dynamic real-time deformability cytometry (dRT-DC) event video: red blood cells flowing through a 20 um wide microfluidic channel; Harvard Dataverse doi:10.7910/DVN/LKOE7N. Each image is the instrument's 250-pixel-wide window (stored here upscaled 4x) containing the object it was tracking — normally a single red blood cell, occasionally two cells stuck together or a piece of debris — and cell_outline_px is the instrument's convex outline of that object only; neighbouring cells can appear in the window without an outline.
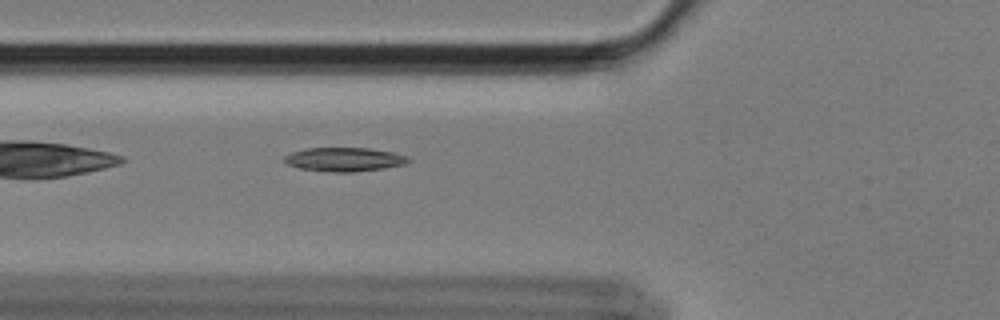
{"species": "Egyptian fruit bat (a non-hibernating species)", "species_latin": "Rousettus aegyptiacus", "temperature_condition": "cold", "stored_images_in_passage": 40, "camera_frame_rate_fps": 3000, "um_per_image_px": 0.085, "animal": {"sex": "female"}, "frame": {"image": 1, "passage_image": 3, "time_ms": 0.667, "image_size_px": [1000, 320], "cell_outline_px": [[412, 160], [404, 164], [384, 168], [356, 172], [332, 172], [300, 168], [288, 164], [284, 160], [284, 156], [292, 152], [304, 148], [368, 148], [392, 152], [408, 156]], "centroid_in_image_um": [29.28, 13.55], "position_along_channel_um": 96.5, "area_um2": 17.22}}
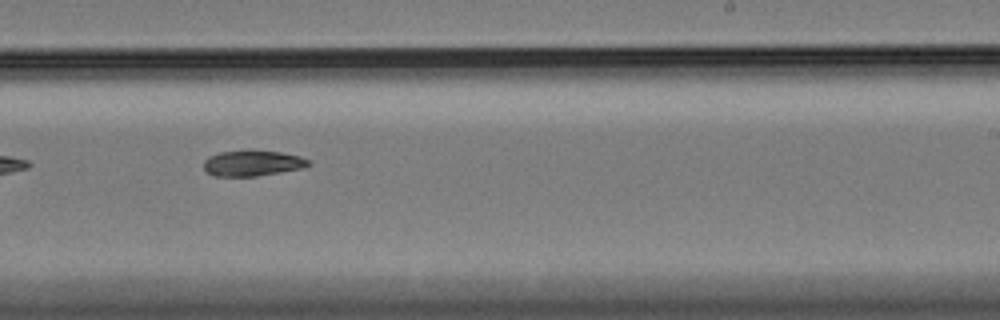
{"frame": {"image": 2, "passage_image": 18, "time_ms": 5.667, "image_size_px": [1000, 320], "cell_outline_px": [[312, 164], [304, 168], [256, 176], [216, 176], [208, 172], [204, 168], [204, 160], [208, 156], [220, 152], [280, 152], [300, 156], [312, 160]], "centroid_in_image_um": [21.52, 13.89], "position_along_channel_um": 267.5, "area_um2": 15.32}}
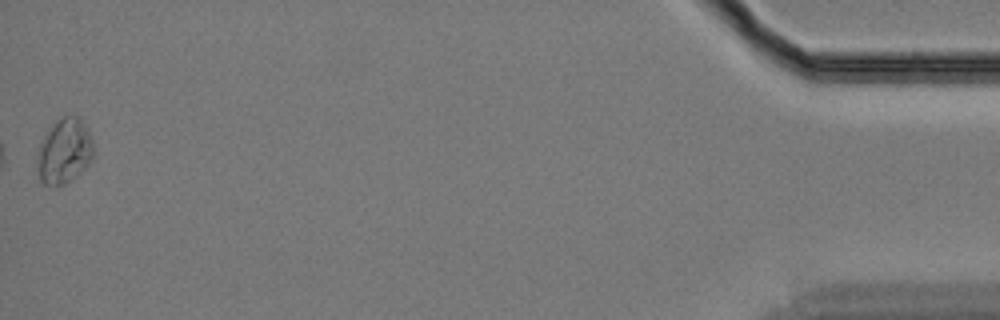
{"frame": {"image": 3, "passage_image": 40, "time_ms": 13.0, "image_size_px": [1000, 320], "cell_outline_px": [[96, 152], [88, 164], [80, 172], [64, 184], [52, 188], [44, 184], [40, 180], [36, 168], [36, 152], [40, 140], [48, 128], [60, 116], [80, 116], [92, 140]], "centroid_in_image_um": [5.42, 12.85], "position_along_channel_um": 429.8, "area_um2": 21.96}}